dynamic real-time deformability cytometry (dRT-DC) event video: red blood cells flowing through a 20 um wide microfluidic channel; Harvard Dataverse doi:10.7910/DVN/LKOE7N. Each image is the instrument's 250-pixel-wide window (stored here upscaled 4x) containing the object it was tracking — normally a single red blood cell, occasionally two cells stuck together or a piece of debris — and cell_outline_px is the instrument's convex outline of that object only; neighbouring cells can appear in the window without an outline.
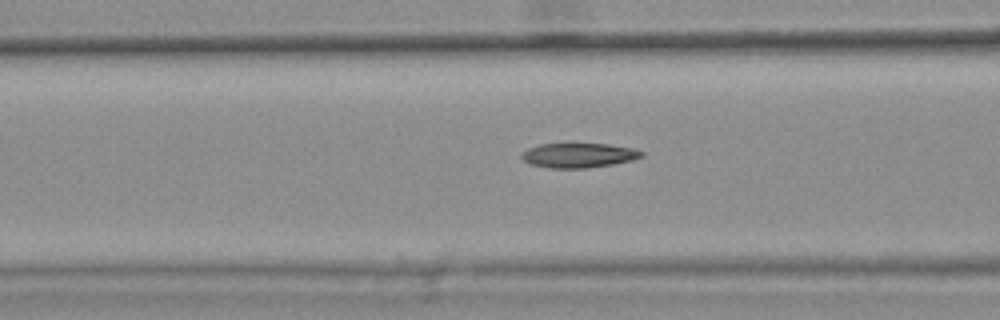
{"species": "common noctule bat (a hibernating species)", "species_latin": "Nyctalus noctula", "temperature_condition": "warm", "stored_images_in_passage": 32, "camera_frame_rate_fps": 3000, "um_per_image_px": 0.085, "animal": {"sex": "female", "body_mass_g": 25.1}, "frame": {"image": 1, "passage_image": 5, "time_ms": 1.333, "image_size_px": [1000, 320], "cell_outline_px": [[644, 156], [632, 160], [612, 164], [588, 168], [548, 168], [532, 164], [524, 160], [520, 156], [520, 152], [528, 148], [540, 144], [608, 144], [632, 148], [644, 152]], "centroid_in_image_um": [49.17, 13.2], "position_along_channel_um": 117.4, "area_um2": 17.17}, "authors_computed_cell_mechanics": {"area_um2": 17.4267, "velocity_mm_per_s": 3.7214, "shape_relaxation_time_tau1_ms": null, "shape_relaxation_time_tau2_ms": 4.8217, "deformation_change_tau1": null, "deformation_change_tau2": 0.1323}}